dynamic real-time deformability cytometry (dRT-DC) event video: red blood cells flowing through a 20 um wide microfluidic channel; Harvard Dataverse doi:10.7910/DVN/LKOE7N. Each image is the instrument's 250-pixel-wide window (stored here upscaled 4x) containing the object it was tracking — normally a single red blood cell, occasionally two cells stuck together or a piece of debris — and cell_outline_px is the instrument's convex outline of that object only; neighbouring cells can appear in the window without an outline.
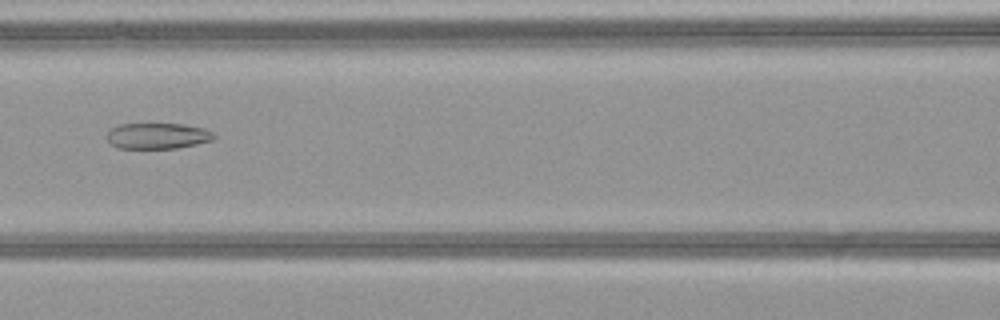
{"species": "common noctule bat (a hibernating species)", "species_latin": "Nyctalus noctula", "temperature_condition": "warm", "stored_images_in_passage": 34, "camera_frame_rate_fps": 3000, "um_per_image_px": 0.085, "animal": {"sex": "female", "body_mass_g": 21.9}, "frame": {"image": 1, "passage_image": 7, "time_ms": 2.0, "image_size_px": [1000, 320], "cell_outline_px": [[216, 140], [176, 148], [116, 148], [108, 140], [108, 132], [112, 128], [120, 124], [184, 124], [204, 128], [212, 132], [216, 136]], "centroid_in_image_um": [13.44, 11.55], "position_along_channel_um": 153.2, "area_um2": 16.13}}
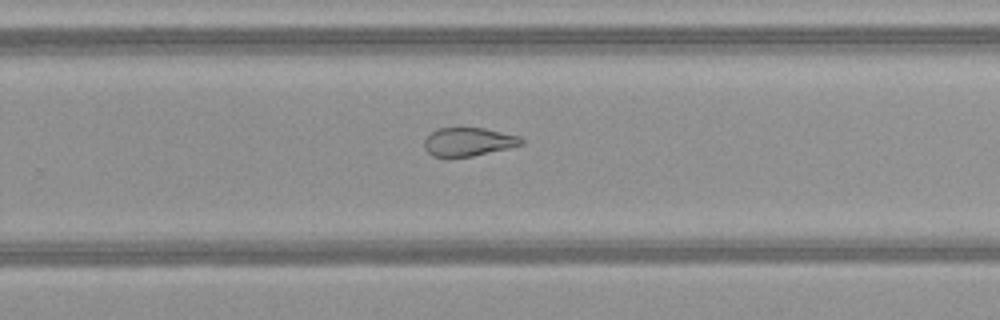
{"frame": {"image": 2, "passage_image": 17, "time_ms": 5.333, "image_size_px": [1000, 320], "cell_outline_px": [[524, 144], [508, 148], [472, 156], [432, 156], [424, 148], [424, 140], [436, 128], [484, 128], [520, 136], [524, 140]], "centroid_in_image_um": [39.83, 12.04], "position_along_channel_um": 290.0, "area_um2": 15.95}}
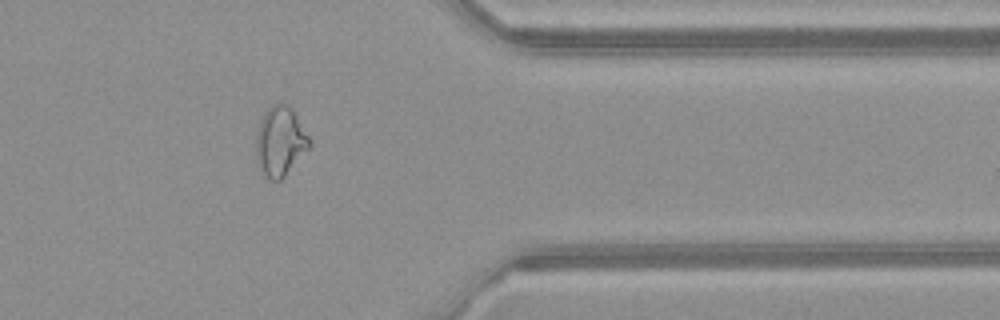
{"frame": {"image": 3, "passage_image": 25, "time_ms": 8.0, "image_size_px": [1000, 320], "cell_outline_px": [[312, 144], [284, 176], [280, 180], [272, 180], [260, 176], [256, 164], [256, 136], [260, 120], [268, 108], [272, 104], [284, 104], [292, 108], [312, 140]], "centroid_in_image_um": [23.79, 12.05], "position_along_channel_um": 387.6, "area_um2": 21.85}, "authors_computed_cell_mechanics": {"area_um2": 18.5827, "velocity_mm_per_s": 4.1249, "shape_relaxation_time_tau1_ms": null, "shape_relaxation_time_tau2_ms": 2.5853, "deformation_change_tau1": null, "deformation_change_tau2": 0.1005}}